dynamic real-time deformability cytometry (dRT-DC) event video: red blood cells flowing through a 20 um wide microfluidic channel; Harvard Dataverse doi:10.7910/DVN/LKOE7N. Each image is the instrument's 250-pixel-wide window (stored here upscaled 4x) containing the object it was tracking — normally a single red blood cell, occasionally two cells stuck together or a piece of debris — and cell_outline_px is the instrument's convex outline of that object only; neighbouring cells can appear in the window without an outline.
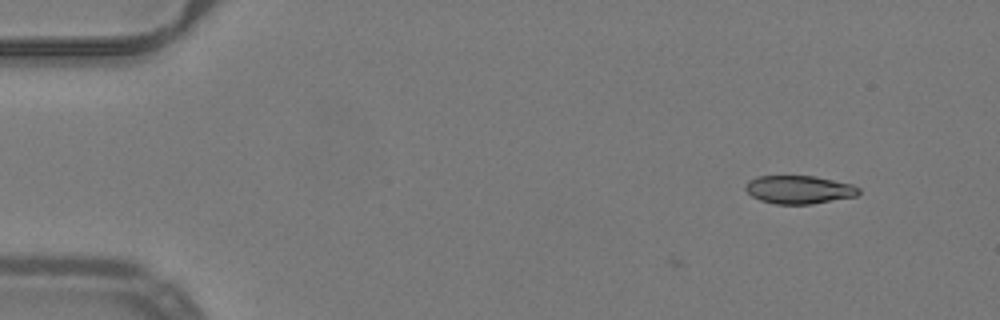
{"species": "common noctule bat (a hibernating species)", "species_latin": "Nyctalus noctula", "temperature_condition": "warm", "stored_images_in_passage": 3, "camera_frame_rate_fps": 3000, "um_per_image_px": 0.085, "animal": {"sex": "male", "body_mass_g": 19.2, "forearm_length_mm": 51.8}, "frame": {"image": 1, "passage_image": 3, "time_ms": 0.667, "image_size_px": [1000, 320], "cell_outline_px": [[860, 192], [856, 196], [812, 204], [776, 204], [760, 200], [752, 196], [744, 188], [744, 184], [748, 180], [756, 176], [816, 176], [852, 184], [860, 188]], "centroid_in_image_um": [67.9, 16.11], "position_along_channel_um": 17.1, "area_um2": 18.73}}